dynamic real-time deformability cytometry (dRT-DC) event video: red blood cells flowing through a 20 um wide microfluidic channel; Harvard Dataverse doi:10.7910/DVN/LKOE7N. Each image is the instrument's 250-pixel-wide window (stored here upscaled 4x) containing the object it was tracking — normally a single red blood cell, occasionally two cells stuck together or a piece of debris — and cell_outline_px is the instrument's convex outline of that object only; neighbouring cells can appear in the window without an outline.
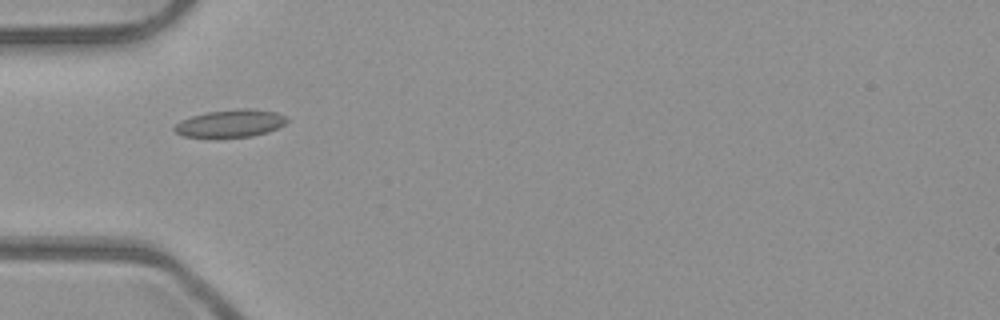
{"species": "common noctule bat (a hibernating species)", "species_latin": "Nyctalus noctula", "temperature_condition": "room temperature", "stored_images_in_passage": 3, "camera_frame_rate_fps": 3000, "um_per_image_px": 0.085, "animal": {"sex": "male", "body_mass_g": 23.1, "forearm_length_mm": 52.7}, "frame": {"image": 1, "passage_image": 1, "time_ms": 0.0, "image_size_px": [1000, 320], "cell_outline_px": [[288, 120], [284, 124], [268, 132], [252, 136], [216, 140], [184, 136], [176, 132], [172, 128], [180, 120], [192, 116], [208, 112], [240, 108], [256, 108], [276, 112], [288, 116]], "centroid_in_image_um": [19.58, 10.52], "position_along_channel_um": 65.4, "area_um2": 18.84}}
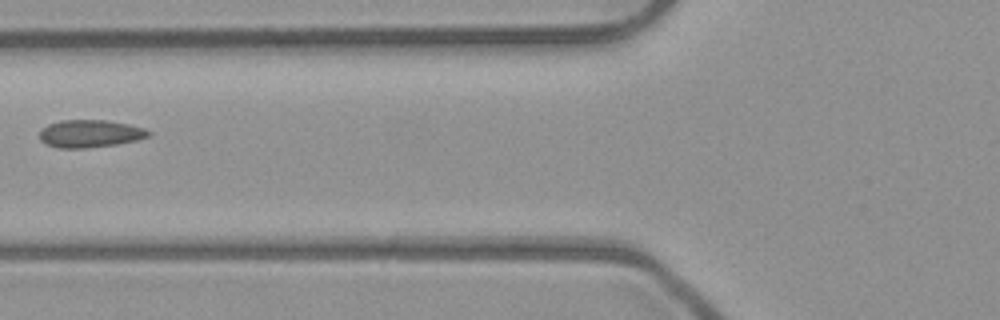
{"frame": {"image": 2, "passage_image": 2, "time_ms": 0.333, "image_size_px": [1000, 320], "cell_outline_px": [[152, 136], [136, 140], [116, 144], [88, 148], [60, 148], [44, 144], [40, 140], [40, 128], [48, 124], [60, 120], [108, 120], [128, 124], [144, 128], [152, 132]], "centroid_in_image_um": [7.65, 11.35], "position_along_channel_um": 118.2, "area_um2": 17.74}}
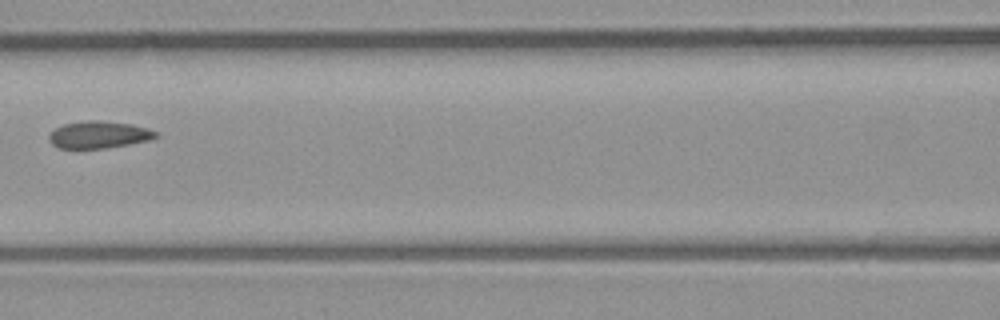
{"frame": {"image": 3, "passage_image": 3, "time_ms": 0.667, "image_size_px": [1000, 320], "cell_outline_px": [[160, 136], [148, 140], [128, 144], [104, 148], [60, 148], [52, 144], [48, 140], [48, 136], [56, 128], [64, 124], [84, 120], [100, 120], [132, 124], [148, 128], [160, 132]], "centroid_in_image_um": [8.44, 11.44], "position_along_channel_um": 158.2, "area_um2": 16.94}}